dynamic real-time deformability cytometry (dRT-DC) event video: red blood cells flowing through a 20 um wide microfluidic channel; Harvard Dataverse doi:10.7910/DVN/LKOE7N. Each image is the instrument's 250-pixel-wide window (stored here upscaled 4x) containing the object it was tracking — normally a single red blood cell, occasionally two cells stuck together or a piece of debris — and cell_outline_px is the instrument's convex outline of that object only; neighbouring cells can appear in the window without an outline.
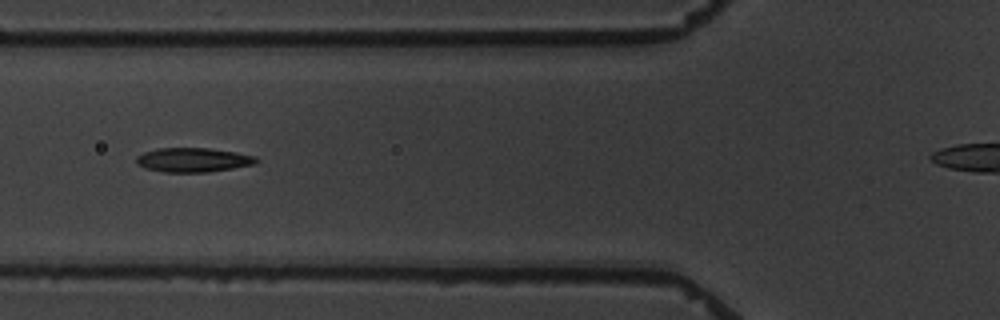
{"species": "common noctule bat (a hibernating species)", "species_latin": "Nyctalus noctula", "temperature_condition": "warm", "stored_images_in_passage": 8, "camera_frame_rate_fps": 3000, "um_per_image_px": 0.085, "animal": {"sex": "male", "body_mass_g": 19.5, "forearm_length_mm": 54.6}, "frame": {"image": 1, "passage_image": 7, "time_ms": 7.0, "image_size_px": [1000, 320], "cell_outline_px": [[260, 160], [256, 164], [208, 172], [164, 172], [144, 168], [136, 164], [136, 156], [144, 152], [156, 148], [208, 148], [236, 152], [256, 156]], "centroid_in_image_um": [16.41, 13.59], "position_along_channel_um": 109.4, "area_um2": 17.11}}
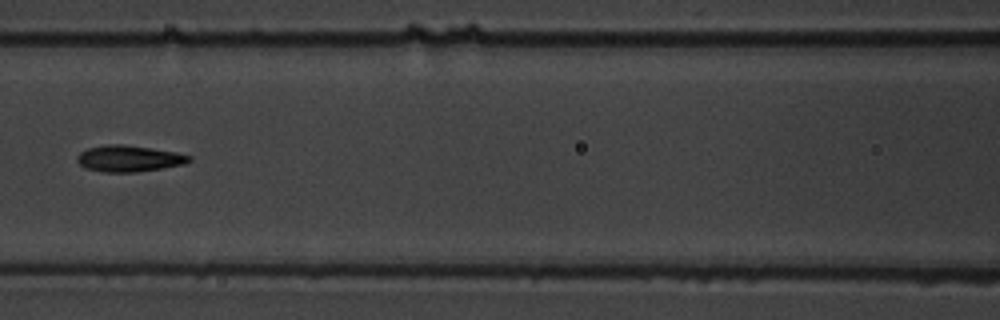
{"frame": {"image": 2, "passage_image": 8, "time_ms": 8.333, "image_size_px": [1000, 320], "cell_outline_px": [[192, 160], [184, 164], [136, 172], [104, 172], [84, 168], [76, 160], [76, 156], [80, 152], [88, 148], [108, 144], [120, 144], [152, 148], [176, 152], [192, 156]], "centroid_in_image_um": [10.94, 13.47], "position_along_channel_um": 155.7, "area_um2": 17.17}}